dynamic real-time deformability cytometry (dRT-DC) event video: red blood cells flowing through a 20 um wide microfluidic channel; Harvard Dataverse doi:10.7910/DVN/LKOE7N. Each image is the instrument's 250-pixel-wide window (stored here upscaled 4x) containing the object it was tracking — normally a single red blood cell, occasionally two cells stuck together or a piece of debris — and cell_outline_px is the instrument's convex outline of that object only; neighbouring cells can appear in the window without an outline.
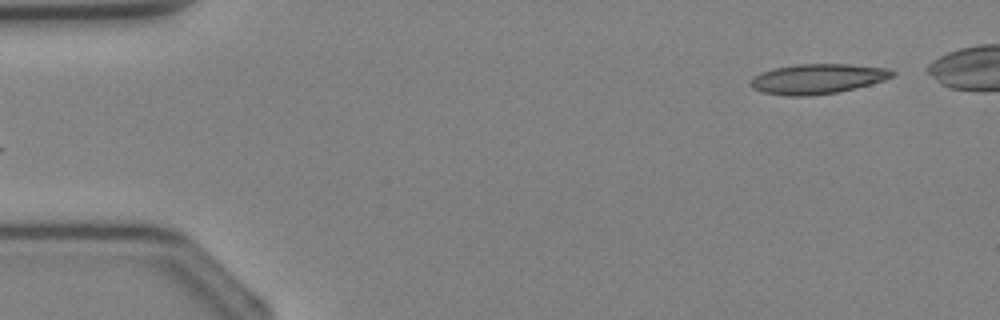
{"species": "Egyptian fruit bat (a non-hibernating species)", "species_latin": "Rousettus aegyptiacus", "temperature_condition": "cold", "stored_images_in_passage": 3, "segment_of_instrument_passage": [2, 2], "camera_frame_rate_fps": 3000, "um_per_image_px": 0.085, "animal": {"sex": "female"}, "frame": {"image": 1, "passage_image": 3, "time_ms": 3.0, "image_size_px": [1000, 320], "cell_outline_px": [[896, 76], [884, 80], [856, 88], [836, 92], [808, 96], [784, 96], [760, 92], [752, 88], [748, 84], [748, 80], [752, 76], [760, 72], [772, 68], [796, 64], [848, 64], [888, 68], [896, 72]], "centroid_in_image_um": [69.43, 6.7], "position_along_channel_um": 15.6, "area_um2": 25.2}}